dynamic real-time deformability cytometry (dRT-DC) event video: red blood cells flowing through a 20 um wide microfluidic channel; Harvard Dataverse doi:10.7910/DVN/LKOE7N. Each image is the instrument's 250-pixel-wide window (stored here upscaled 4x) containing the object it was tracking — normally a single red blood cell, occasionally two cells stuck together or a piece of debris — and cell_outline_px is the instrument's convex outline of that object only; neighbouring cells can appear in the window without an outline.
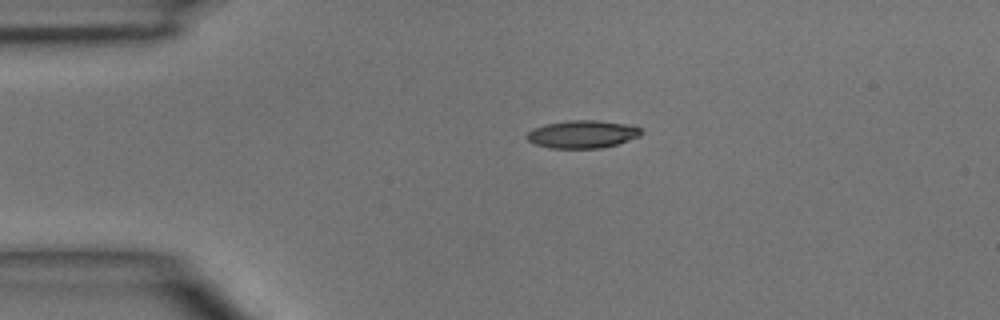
{"species": "common noctule bat (a hibernating species)", "species_latin": "Nyctalus noctula", "temperature_condition": "room temperature", "stored_images_in_passage": 2, "camera_frame_rate_fps": 3000, "um_per_image_px": 0.085, "animal": {"sex": "male", "body_mass_g": 15.6}, "frame": {"image": 1, "passage_image": 1, "time_ms": 0.0, "image_size_px": [1000, 320], "cell_outline_px": [[644, 132], [640, 136], [616, 144], [600, 148], [548, 148], [536, 144], [528, 140], [524, 136], [532, 128], [544, 124], [568, 120], [596, 120], [624, 124], [640, 128]], "centroid_in_image_um": [49.46, 11.4], "position_along_channel_um": 35.5, "area_um2": 18.5}}